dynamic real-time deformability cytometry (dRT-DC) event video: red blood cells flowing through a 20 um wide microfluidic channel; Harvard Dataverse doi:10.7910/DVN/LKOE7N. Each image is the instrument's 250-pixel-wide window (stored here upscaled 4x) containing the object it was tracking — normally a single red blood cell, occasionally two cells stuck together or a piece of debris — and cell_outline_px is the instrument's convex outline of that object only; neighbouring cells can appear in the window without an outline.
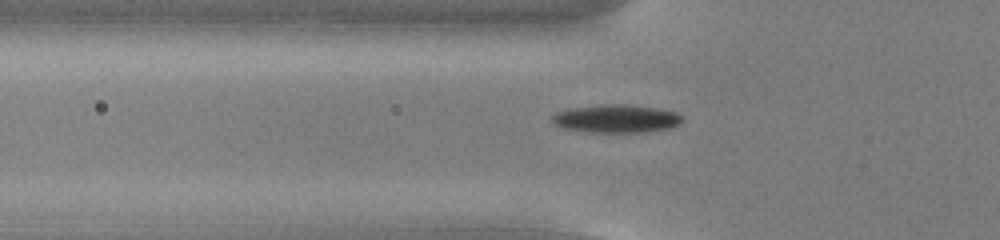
{"species": "common noctule bat (a hibernating species)", "species_latin": "Nyctalus noctula", "temperature_condition": "cold", "stored_images_in_passage": 47, "camera_frame_rate_fps": 3000, "um_per_image_px": 0.085, "animal": {"sex": "male", "body_mass_g": 13.0, "forearm_length_mm": 53.1}, "frame": {"image": 1, "passage_image": 11, "time_ms": 3.333, "image_size_px": [1000, 240], "cell_outline_px": [[684, 120], [680, 124], [672, 128], [644, 132], [588, 132], [564, 128], [552, 124], [552, 116], [556, 112], [572, 108], [604, 104], [628, 104], [660, 108], [676, 112], [684, 116]], "centroid_in_image_um": [52.44, 10.08], "position_along_channel_um": 73.4, "area_um2": 21.62}}
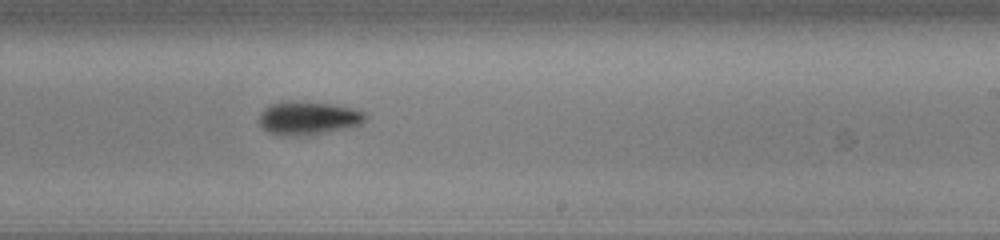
{"frame": {"image": 2, "passage_image": 26, "time_ms": 8.333, "image_size_px": [1000, 240], "cell_outline_px": [[368, 116], [360, 124], [348, 128], [300, 136], [280, 136], [268, 132], [260, 124], [260, 116], [272, 104], [332, 104], [352, 108], [364, 112]], "centroid_in_image_um": [26.27, 10.1], "position_along_channel_um": 262.7, "area_um2": 19.54}}
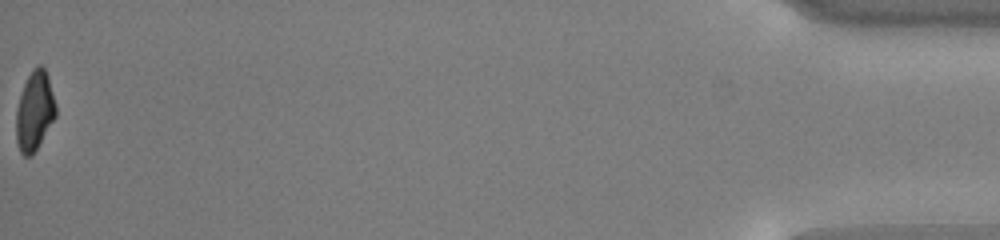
{"frame": {"image": 3, "passage_image": 47, "time_ms": 15.333, "image_size_px": [1000, 240], "cell_outline_px": [[56, 116], [32, 156], [24, 156], [20, 152], [16, 140], [16, 108], [24, 84], [32, 68], [36, 64], [40, 64], [44, 68], [48, 76], [56, 104]], "centroid_in_image_um": [2.94, 9.42], "position_along_channel_um": 432.3, "area_um2": 18.38}, "authors_computed_cell_mechanics": {"area_um2": 19.5942, "velocity_mm_per_s": 3.7956, "shape_relaxation_time_tau1_ms": 2.2695, "shape_relaxation_time_tau2_ms": null, "deformation_change_tau1": 0.1135, "deformation_change_tau2": null}}